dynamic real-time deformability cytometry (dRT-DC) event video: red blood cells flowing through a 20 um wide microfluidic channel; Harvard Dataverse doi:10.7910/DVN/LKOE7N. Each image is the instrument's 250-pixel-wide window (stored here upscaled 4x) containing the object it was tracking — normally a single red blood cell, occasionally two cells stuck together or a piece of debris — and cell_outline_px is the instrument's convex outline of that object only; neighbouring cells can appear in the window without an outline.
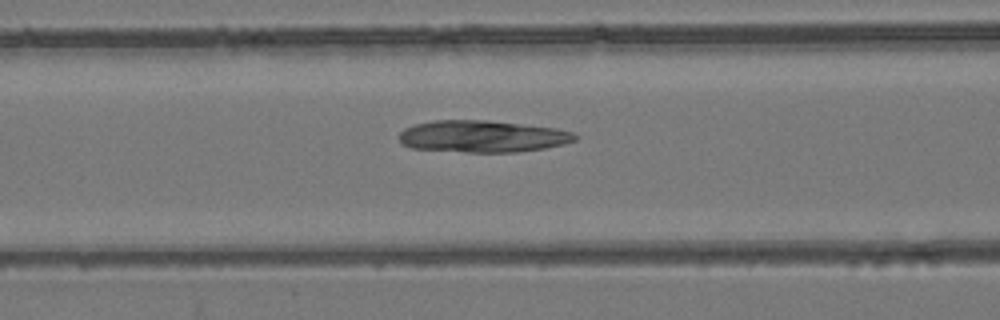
{"species": "common noctule bat (a hibernating species)", "species_latin": "Nyctalus noctula", "temperature_condition": "room temperature", "stored_images_in_passage": 47, "camera_frame_rate_fps": 3000, "um_per_image_px": 0.085, "animal": {"sex": "female", "body_mass_g": 24.6, "forearm_length_mm": 56.2}, "frame": {"image": 1, "passage_image": 16, "time_ms": 5.0, "image_size_px": [1000, 320], "cell_outline_px": [[580, 136], [576, 140], [564, 144], [544, 148], [516, 152], [468, 152], [412, 148], [404, 144], [400, 140], [400, 132], [404, 128], [416, 124], [432, 120], [488, 120], [556, 128], [572, 132]], "centroid_in_image_um": [41.04, 11.59], "position_along_channel_um": 125.6, "area_um2": 32.66}}
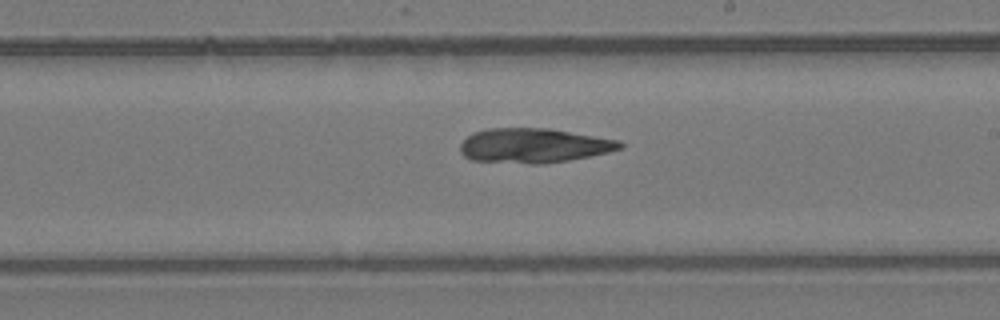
{"frame": {"image": 2, "passage_image": 25, "time_ms": 8.0, "image_size_px": [1000, 320], "cell_outline_px": [[624, 148], [608, 152], [568, 160], [540, 164], [532, 164], [472, 160], [464, 156], [460, 152], [460, 144], [472, 132], [484, 128], [548, 128], [620, 140], [624, 144]], "centroid_in_image_um": [45.35, 12.36], "position_along_channel_um": 243.6, "area_um2": 32.25}}
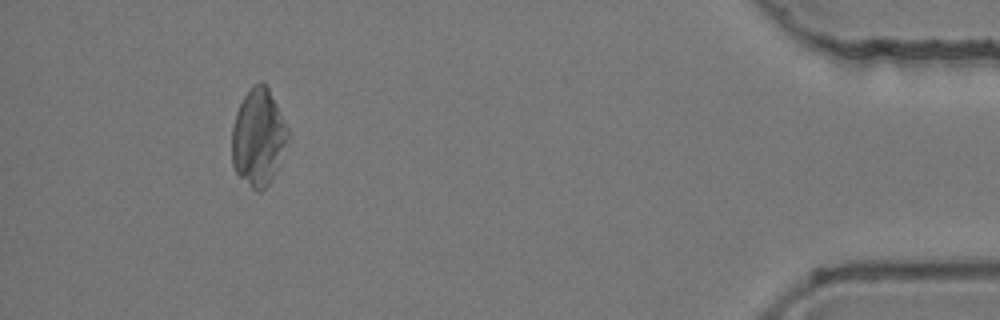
{"frame": {"image": 3, "passage_image": 43, "time_ms": 14.0, "image_size_px": [1000, 320], "cell_outline_px": [[288, 140], [276, 172], [272, 180], [260, 192], [256, 192], [236, 172], [232, 164], [232, 128], [236, 112], [244, 96], [252, 84], [260, 80], [264, 80], [268, 84], [288, 128]], "centroid_in_image_um": [21.96, 11.62], "position_along_channel_um": 413.2, "area_um2": 32.02}}